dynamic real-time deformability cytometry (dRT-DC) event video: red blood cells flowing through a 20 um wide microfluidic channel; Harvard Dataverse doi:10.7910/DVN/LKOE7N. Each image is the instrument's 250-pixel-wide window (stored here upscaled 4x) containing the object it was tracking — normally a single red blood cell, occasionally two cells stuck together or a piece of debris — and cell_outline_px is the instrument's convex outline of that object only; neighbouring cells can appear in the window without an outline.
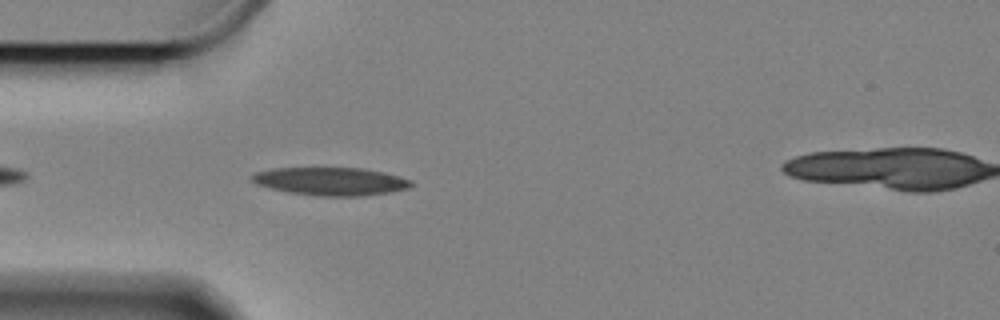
{"species": "Egyptian fruit bat (a non-hibernating species)", "species_latin": "Rousettus aegyptiacus", "temperature_condition": "cold", "stored_images_in_passage": 44, "camera_frame_rate_fps": 3000, "um_per_image_px": 0.085, "animal": {"sex": "female"}, "frame": {"image": 1, "passage_image": 4, "time_ms": 1.0, "image_size_px": [1000, 320], "cell_outline_px": [[412, 184], [408, 188], [388, 192], [360, 196], [320, 196], [288, 192], [256, 184], [252, 180], [252, 176], [256, 172], [272, 168], [364, 168], [384, 172], [412, 180]], "centroid_in_image_um": [28.12, 15.41], "position_along_channel_um": 56.9, "area_um2": 25.78}}
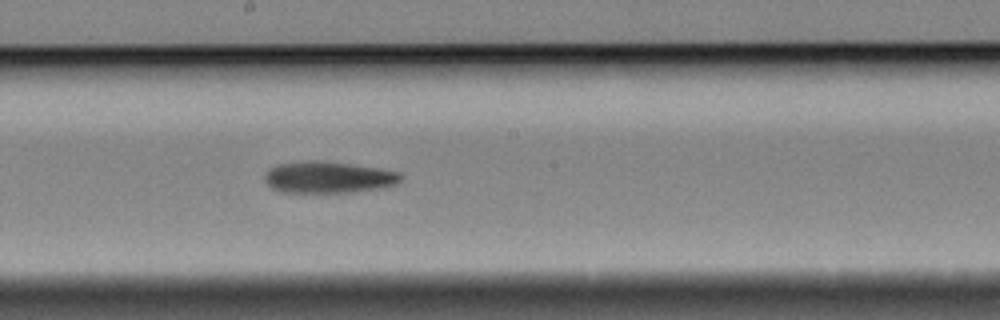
{"frame": {"image": 2, "passage_image": 19, "time_ms": 6.0, "image_size_px": [1000, 320], "cell_outline_px": [[404, 176], [396, 184], [384, 188], [352, 192], [280, 192], [272, 188], [264, 180], [264, 176], [268, 168], [280, 164], [308, 160], [316, 160], [352, 164], [380, 168], [400, 172]], "centroid_in_image_um": [27.93, 15.07], "position_along_channel_um": 220.3, "area_um2": 25.26}}
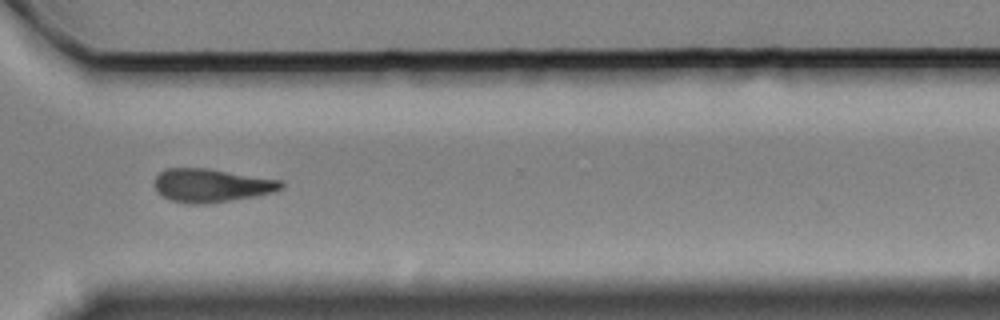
{"frame": {"image": 3, "passage_image": 31, "time_ms": 10.0, "image_size_px": [1000, 320], "cell_outline_px": [[284, 188], [272, 192], [256, 196], [232, 200], [204, 204], [188, 204], [168, 200], [156, 188], [156, 176], [164, 168], [208, 168], [284, 180]], "centroid_in_image_um": [18.02, 15.75], "position_along_channel_um": 352.6, "area_um2": 24.8}}